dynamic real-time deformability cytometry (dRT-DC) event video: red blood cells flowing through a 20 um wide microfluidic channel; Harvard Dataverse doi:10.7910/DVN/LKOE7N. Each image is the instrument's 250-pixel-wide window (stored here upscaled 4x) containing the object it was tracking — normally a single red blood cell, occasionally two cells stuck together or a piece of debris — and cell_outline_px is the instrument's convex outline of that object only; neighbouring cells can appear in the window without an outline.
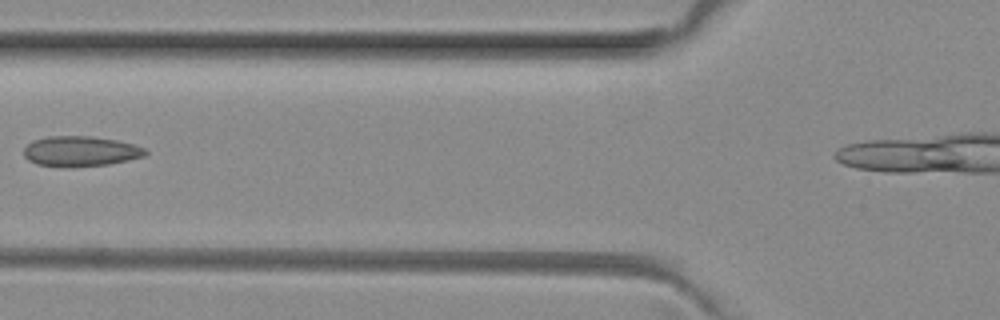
{"species": "common noctule bat (a hibernating species)", "species_latin": "Nyctalus noctula", "temperature_condition": "room temperature", "stored_images_in_passage": 4, "segment_of_instrument_passage": [1, 2], "camera_frame_rate_fps": 3000, "um_per_image_px": 0.085, "animal": {"sex": "female", "body_mass_g": 29.2, "forearm_length_mm": 56.3}, "frame": {"image": 1, "passage_image": 2, "time_ms": 0.333, "image_size_px": [1000, 320], "cell_outline_px": [[148, 152], [144, 156], [128, 160], [108, 164], [68, 168], [36, 164], [28, 160], [24, 156], [24, 148], [32, 140], [48, 136], [92, 136], [116, 140], [132, 144], [144, 148]], "centroid_in_image_um": [6.81, 12.86], "position_along_channel_um": 119.0, "area_um2": 21.56}}
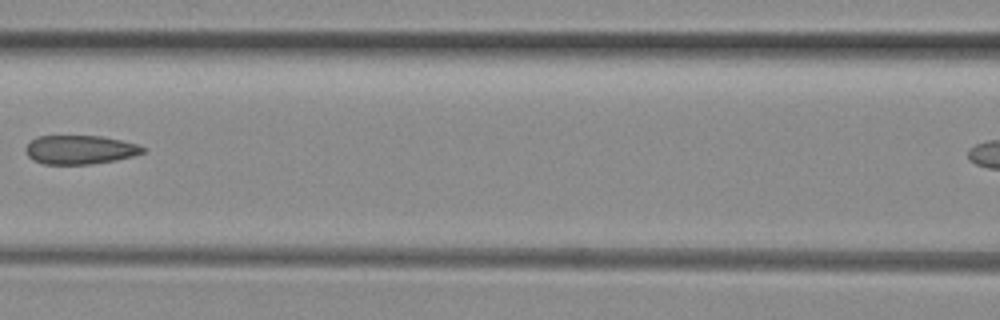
{"frame": {"image": 2, "passage_image": 3, "time_ms": 0.667, "image_size_px": [1000, 320], "cell_outline_px": [[148, 148], [144, 152], [132, 156], [116, 160], [88, 164], [44, 164], [32, 160], [28, 156], [28, 144], [36, 136], [100, 136], [140, 144]], "centroid_in_image_um": [6.85, 12.72], "position_along_channel_um": 159.7, "area_um2": 19.59}}